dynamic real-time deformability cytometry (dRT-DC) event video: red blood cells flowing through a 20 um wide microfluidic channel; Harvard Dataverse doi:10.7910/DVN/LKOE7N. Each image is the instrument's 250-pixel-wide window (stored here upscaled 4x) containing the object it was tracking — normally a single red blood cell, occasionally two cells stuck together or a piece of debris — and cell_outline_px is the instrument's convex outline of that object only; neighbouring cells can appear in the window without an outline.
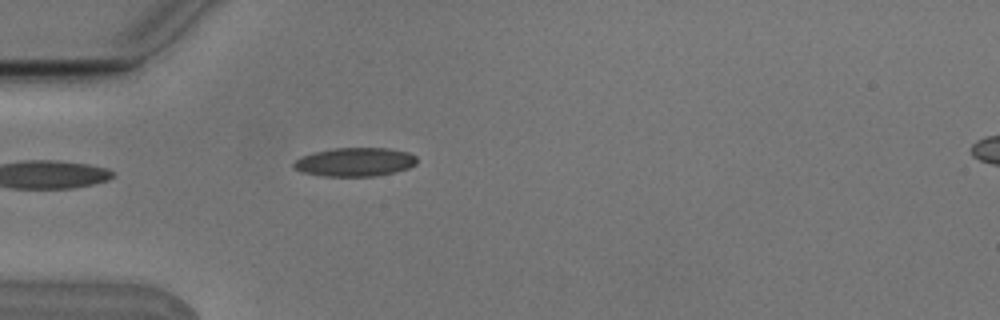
{"species": "Egyptian fruit bat (a non-hibernating species)", "species_latin": "Rousettus aegyptiacus", "temperature_condition": "cold", "stored_images_in_passage": 1, "camera_frame_rate_fps": 3000, "um_per_image_px": 0.085, "animal": {"sex": "male"}, "frame": {"image": 1, "passage_image": 1, "time_ms": 0.0, "image_size_px": [1000, 320], "cell_outline_px": [[416, 164], [408, 168], [396, 172], [376, 176], [324, 176], [300, 172], [292, 168], [292, 164], [300, 156], [312, 152], [332, 148], [388, 148], [408, 152], [416, 156]], "centroid_in_image_um": [30.13, 13.77], "position_along_channel_um": 54.9, "area_um2": 20.87}}